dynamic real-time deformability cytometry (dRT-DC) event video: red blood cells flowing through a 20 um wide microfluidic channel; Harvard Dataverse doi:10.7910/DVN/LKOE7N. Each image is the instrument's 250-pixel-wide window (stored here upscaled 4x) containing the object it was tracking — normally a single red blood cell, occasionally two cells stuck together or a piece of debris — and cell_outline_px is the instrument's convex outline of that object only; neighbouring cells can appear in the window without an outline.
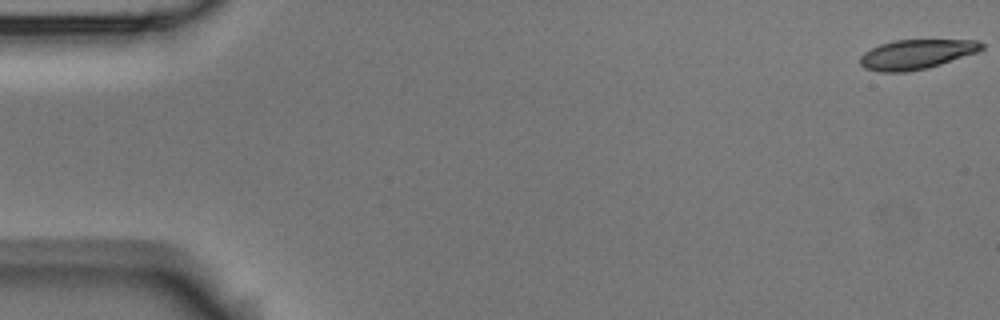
{"species": "Egyptian fruit bat (a non-hibernating species)", "species_latin": "Rousettus aegyptiacus", "temperature_condition": "room temperature", "stored_images_in_passage": 6, "camera_frame_rate_fps": 3000, "um_per_image_px": 0.085, "animal": {"sex": "male"}, "frame": {"image": 1, "passage_image": 1, "time_ms": 0.0, "image_size_px": [1000, 320], "cell_outline_px": [[984, 48], [976, 52], [928, 68], [908, 72], [880, 72], [864, 68], [860, 64], [860, 56], [864, 52], [880, 44], [896, 40], [976, 40], [984, 44]], "centroid_in_image_um": [77.86, 4.62], "position_along_channel_um": 7.1, "area_um2": 20.87}}
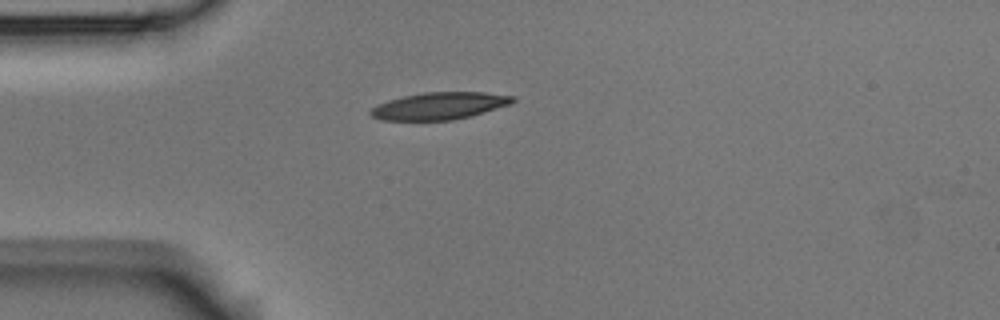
{"frame": {"image": 2, "passage_image": 5, "time_ms": 1.333, "image_size_px": [1000, 320], "cell_outline_px": [[516, 100], [508, 104], [468, 116], [452, 120], [380, 120], [372, 116], [368, 112], [376, 104], [388, 100], [404, 96], [424, 92], [484, 92], [516, 96]], "centroid_in_image_um": [37.29, 8.99], "position_along_channel_um": 47.7, "area_um2": 22.25}}